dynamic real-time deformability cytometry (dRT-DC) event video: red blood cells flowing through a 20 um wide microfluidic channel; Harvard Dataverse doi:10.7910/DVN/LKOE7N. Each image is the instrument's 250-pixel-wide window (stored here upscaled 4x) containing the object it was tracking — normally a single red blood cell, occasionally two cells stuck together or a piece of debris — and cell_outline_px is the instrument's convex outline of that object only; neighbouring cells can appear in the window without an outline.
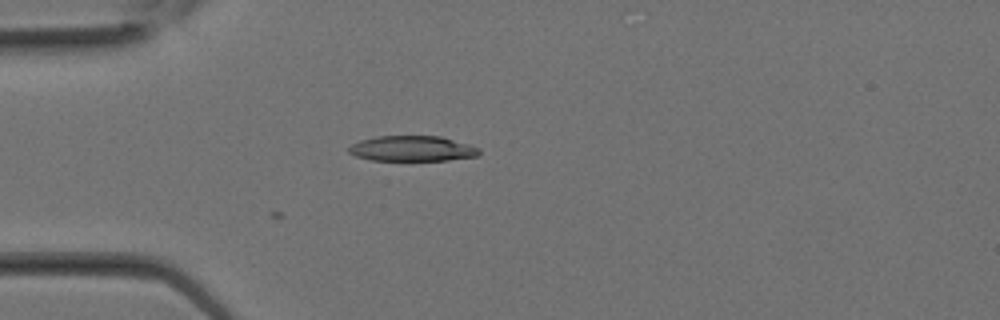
{"species": "Egyptian fruit bat (a non-hibernating species)", "species_latin": "Rousettus aegyptiacus", "temperature_condition": "room temperature", "stored_images_in_passage": 2, "camera_frame_rate_fps": 3000, "um_per_image_px": 0.085, "animal": {"sex": "female"}, "frame": {"image": 1, "passage_image": 2, "time_ms": 0.333, "image_size_px": [1000, 320], "cell_outline_px": [[480, 152], [476, 156], [448, 160], [372, 160], [356, 156], [348, 152], [348, 148], [352, 144], [360, 140], [376, 136], [440, 136], [468, 144], [480, 148]], "centroid_in_image_um": [35.03, 12.62], "position_along_channel_um": 50.0, "area_um2": 19.19}}